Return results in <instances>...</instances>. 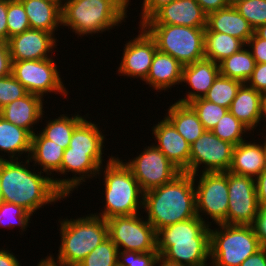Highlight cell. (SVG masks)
I'll return each mask as SVG.
<instances>
[{
	"label": "cell",
	"instance_id": "obj_55",
	"mask_svg": "<svg viewBox=\"0 0 266 266\" xmlns=\"http://www.w3.org/2000/svg\"><path fill=\"white\" fill-rule=\"evenodd\" d=\"M254 33L261 39L266 40V24L259 26Z\"/></svg>",
	"mask_w": 266,
	"mask_h": 266
},
{
	"label": "cell",
	"instance_id": "obj_57",
	"mask_svg": "<svg viewBox=\"0 0 266 266\" xmlns=\"http://www.w3.org/2000/svg\"><path fill=\"white\" fill-rule=\"evenodd\" d=\"M262 248L264 249L265 255H266V244L265 245H262Z\"/></svg>",
	"mask_w": 266,
	"mask_h": 266
},
{
	"label": "cell",
	"instance_id": "obj_31",
	"mask_svg": "<svg viewBox=\"0 0 266 266\" xmlns=\"http://www.w3.org/2000/svg\"><path fill=\"white\" fill-rule=\"evenodd\" d=\"M243 47H246V44L234 36L219 32H204L205 59L215 63L219 64Z\"/></svg>",
	"mask_w": 266,
	"mask_h": 266
},
{
	"label": "cell",
	"instance_id": "obj_47",
	"mask_svg": "<svg viewBox=\"0 0 266 266\" xmlns=\"http://www.w3.org/2000/svg\"><path fill=\"white\" fill-rule=\"evenodd\" d=\"M259 209H266V169L255 178Z\"/></svg>",
	"mask_w": 266,
	"mask_h": 266
},
{
	"label": "cell",
	"instance_id": "obj_25",
	"mask_svg": "<svg viewBox=\"0 0 266 266\" xmlns=\"http://www.w3.org/2000/svg\"><path fill=\"white\" fill-rule=\"evenodd\" d=\"M19 1L23 4L32 29L54 34L58 26H62V4L57 0Z\"/></svg>",
	"mask_w": 266,
	"mask_h": 266
},
{
	"label": "cell",
	"instance_id": "obj_26",
	"mask_svg": "<svg viewBox=\"0 0 266 266\" xmlns=\"http://www.w3.org/2000/svg\"><path fill=\"white\" fill-rule=\"evenodd\" d=\"M183 65L171 55L156 51L144 82L157 90H167L182 80Z\"/></svg>",
	"mask_w": 266,
	"mask_h": 266
},
{
	"label": "cell",
	"instance_id": "obj_4",
	"mask_svg": "<svg viewBox=\"0 0 266 266\" xmlns=\"http://www.w3.org/2000/svg\"><path fill=\"white\" fill-rule=\"evenodd\" d=\"M130 0H65L62 25L80 37L119 26L127 18Z\"/></svg>",
	"mask_w": 266,
	"mask_h": 266
},
{
	"label": "cell",
	"instance_id": "obj_19",
	"mask_svg": "<svg viewBox=\"0 0 266 266\" xmlns=\"http://www.w3.org/2000/svg\"><path fill=\"white\" fill-rule=\"evenodd\" d=\"M155 125L152 128L155 146L182 172L189 173L190 144L165 117Z\"/></svg>",
	"mask_w": 266,
	"mask_h": 266
},
{
	"label": "cell",
	"instance_id": "obj_29",
	"mask_svg": "<svg viewBox=\"0 0 266 266\" xmlns=\"http://www.w3.org/2000/svg\"><path fill=\"white\" fill-rule=\"evenodd\" d=\"M167 111L165 118L190 145L205 131L196 112L189 104L175 102Z\"/></svg>",
	"mask_w": 266,
	"mask_h": 266
},
{
	"label": "cell",
	"instance_id": "obj_27",
	"mask_svg": "<svg viewBox=\"0 0 266 266\" xmlns=\"http://www.w3.org/2000/svg\"><path fill=\"white\" fill-rule=\"evenodd\" d=\"M105 135L96 123L87 121V117L74 129L69 148L71 151L87 152L101 167L103 166V143Z\"/></svg>",
	"mask_w": 266,
	"mask_h": 266
},
{
	"label": "cell",
	"instance_id": "obj_28",
	"mask_svg": "<svg viewBox=\"0 0 266 266\" xmlns=\"http://www.w3.org/2000/svg\"><path fill=\"white\" fill-rule=\"evenodd\" d=\"M64 148L55 142L45 139L40 133H34L31 139L30 161L40 165V171L51 177L52 172L58 173L63 160ZM32 159V160H31ZM36 164V165H35Z\"/></svg>",
	"mask_w": 266,
	"mask_h": 266
},
{
	"label": "cell",
	"instance_id": "obj_3",
	"mask_svg": "<svg viewBox=\"0 0 266 266\" xmlns=\"http://www.w3.org/2000/svg\"><path fill=\"white\" fill-rule=\"evenodd\" d=\"M210 226L198 216L160 229L157 251L168 261L186 266H208Z\"/></svg>",
	"mask_w": 266,
	"mask_h": 266
},
{
	"label": "cell",
	"instance_id": "obj_58",
	"mask_svg": "<svg viewBox=\"0 0 266 266\" xmlns=\"http://www.w3.org/2000/svg\"><path fill=\"white\" fill-rule=\"evenodd\" d=\"M57 1L63 4L65 0H57Z\"/></svg>",
	"mask_w": 266,
	"mask_h": 266
},
{
	"label": "cell",
	"instance_id": "obj_39",
	"mask_svg": "<svg viewBox=\"0 0 266 266\" xmlns=\"http://www.w3.org/2000/svg\"><path fill=\"white\" fill-rule=\"evenodd\" d=\"M233 6L254 30L266 24V0H239Z\"/></svg>",
	"mask_w": 266,
	"mask_h": 266
},
{
	"label": "cell",
	"instance_id": "obj_8",
	"mask_svg": "<svg viewBox=\"0 0 266 266\" xmlns=\"http://www.w3.org/2000/svg\"><path fill=\"white\" fill-rule=\"evenodd\" d=\"M141 26L155 40L158 51L171 55L183 66L205 59V28L165 24Z\"/></svg>",
	"mask_w": 266,
	"mask_h": 266
},
{
	"label": "cell",
	"instance_id": "obj_36",
	"mask_svg": "<svg viewBox=\"0 0 266 266\" xmlns=\"http://www.w3.org/2000/svg\"><path fill=\"white\" fill-rule=\"evenodd\" d=\"M118 251L115 243L107 237L77 266H118Z\"/></svg>",
	"mask_w": 266,
	"mask_h": 266
},
{
	"label": "cell",
	"instance_id": "obj_13",
	"mask_svg": "<svg viewBox=\"0 0 266 266\" xmlns=\"http://www.w3.org/2000/svg\"><path fill=\"white\" fill-rule=\"evenodd\" d=\"M235 145L221 140L212 131L203 134L190 145L189 174L202 172H227L231 166ZM198 171V172H197Z\"/></svg>",
	"mask_w": 266,
	"mask_h": 266
},
{
	"label": "cell",
	"instance_id": "obj_24",
	"mask_svg": "<svg viewBox=\"0 0 266 266\" xmlns=\"http://www.w3.org/2000/svg\"><path fill=\"white\" fill-rule=\"evenodd\" d=\"M264 95L243 83L233 99L229 111L250 131L262 120Z\"/></svg>",
	"mask_w": 266,
	"mask_h": 266
},
{
	"label": "cell",
	"instance_id": "obj_35",
	"mask_svg": "<svg viewBox=\"0 0 266 266\" xmlns=\"http://www.w3.org/2000/svg\"><path fill=\"white\" fill-rule=\"evenodd\" d=\"M250 130L242 124L235 116L228 111L217 122V125L213 128L212 132L221 140L230 142L233 145H238L240 142L245 141L243 137ZM245 133V134H244ZM244 134V136H243Z\"/></svg>",
	"mask_w": 266,
	"mask_h": 266
},
{
	"label": "cell",
	"instance_id": "obj_14",
	"mask_svg": "<svg viewBox=\"0 0 266 266\" xmlns=\"http://www.w3.org/2000/svg\"><path fill=\"white\" fill-rule=\"evenodd\" d=\"M227 224L253 226L259 213L255 179L228 171Z\"/></svg>",
	"mask_w": 266,
	"mask_h": 266
},
{
	"label": "cell",
	"instance_id": "obj_6",
	"mask_svg": "<svg viewBox=\"0 0 266 266\" xmlns=\"http://www.w3.org/2000/svg\"><path fill=\"white\" fill-rule=\"evenodd\" d=\"M89 215V216H88ZM60 222L61 244L57 260L67 266H77L92 250L108 237L104 218L88 214Z\"/></svg>",
	"mask_w": 266,
	"mask_h": 266
},
{
	"label": "cell",
	"instance_id": "obj_20",
	"mask_svg": "<svg viewBox=\"0 0 266 266\" xmlns=\"http://www.w3.org/2000/svg\"><path fill=\"white\" fill-rule=\"evenodd\" d=\"M219 75V64L208 59L183 66L181 84L187 83L192 91L189 90L188 94L177 102L188 104L203 98Z\"/></svg>",
	"mask_w": 266,
	"mask_h": 266
},
{
	"label": "cell",
	"instance_id": "obj_1",
	"mask_svg": "<svg viewBox=\"0 0 266 266\" xmlns=\"http://www.w3.org/2000/svg\"><path fill=\"white\" fill-rule=\"evenodd\" d=\"M20 161L0 160L1 201L22 206L33 215L42 206L66 198L54 185V176H44L41 171L36 173L35 168L30 170V159Z\"/></svg>",
	"mask_w": 266,
	"mask_h": 266
},
{
	"label": "cell",
	"instance_id": "obj_46",
	"mask_svg": "<svg viewBox=\"0 0 266 266\" xmlns=\"http://www.w3.org/2000/svg\"><path fill=\"white\" fill-rule=\"evenodd\" d=\"M12 74V59L7 42L0 41V78Z\"/></svg>",
	"mask_w": 266,
	"mask_h": 266
},
{
	"label": "cell",
	"instance_id": "obj_10",
	"mask_svg": "<svg viewBox=\"0 0 266 266\" xmlns=\"http://www.w3.org/2000/svg\"><path fill=\"white\" fill-rule=\"evenodd\" d=\"M141 214L115 216L106 220L108 237L118 250L133 252H158L156 231L153 226L143 220Z\"/></svg>",
	"mask_w": 266,
	"mask_h": 266
},
{
	"label": "cell",
	"instance_id": "obj_33",
	"mask_svg": "<svg viewBox=\"0 0 266 266\" xmlns=\"http://www.w3.org/2000/svg\"><path fill=\"white\" fill-rule=\"evenodd\" d=\"M77 113L71 117L62 114L58 119L48 120L45 128L40 130V134L45 138L62 146L64 149L68 148L74 129L85 119Z\"/></svg>",
	"mask_w": 266,
	"mask_h": 266
},
{
	"label": "cell",
	"instance_id": "obj_23",
	"mask_svg": "<svg viewBox=\"0 0 266 266\" xmlns=\"http://www.w3.org/2000/svg\"><path fill=\"white\" fill-rule=\"evenodd\" d=\"M205 32L228 34L247 44L249 38L254 34V29L231 4L207 15Z\"/></svg>",
	"mask_w": 266,
	"mask_h": 266
},
{
	"label": "cell",
	"instance_id": "obj_41",
	"mask_svg": "<svg viewBox=\"0 0 266 266\" xmlns=\"http://www.w3.org/2000/svg\"><path fill=\"white\" fill-rule=\"evenodd\" d=\"M28 92L12 75L0 78V109L7 104L24 97Z\"/></svg>",
	"mask_w": 266,
	"mask_h": 266
},
{
	"label": "cell",
	"instance_id": "obj_21",
	"mask_svg": "<svg viewBox=\"0 0 266 266\" xmlns=\"http://www.w3.org/2000/svg\"><path fill=\"white\" fill-rule=\"evenodd\" d=\"M43 101L44 98L27 93L24 97L1 108L0 116L33 135L35 133L33 125L44 117Z\"/></svg>",
	"mask_w": 266,
	"mask_h": 266
},
{
	"label": "cell",
	"instance_id": "obj_50",
	"mask_svg": "<svg viewBox=\"0 0 266 266\" xmlns=\"http://www.w3.org/2000/svg\"><path fill=\"white\" fill-rule=\"evenodd\" d=\"M8 0H0V41L8 42L7 27Z\"/></svg>",
	"mask_w": 266,
	"mask_h": 266
},
{
	"label": "cell",
	"instance_id": "obj_9",
	"mask_svg": "<svg viewBox=\"0 0 266 266\" xmlns=\"http://www.w3.org/2000/svg\"><path fill=\"white\" fill-rule=\"evenodd\" d=\"M198 176V185H195V200L197 216L209 215L214 224H227L228 211V171L227 172H201ZM197 186V187H196ZM202 213V214H201ZM205 213V214H204Z\"/></svg>",
	"mask_w": 266,
	"mask_h": 266
},
{
	"label": "cell",
	"instance_id": "obj_2",
	"mask_svg": "<svg viewBox=\"0 0 266 266\" xmlns=\"http://www.w3.org/2000/svg\"><path fill=\"white\" fill-rule=\"evenodd\" d=\"M197 176L181 172L170 182L144 192L143 211L156 233L197 216L194 185Z\"/></svg>",
	"mask_w": 266,
	"mask_h": 266
},
{
	"label": "cell",
	"instance_id": "obj_30",
	"mask_svg": "<svg viewBox=\"0 0 266 266\" xmlns=\"http://www.w3.org/2000/svg\"><path fill=\"white\" fill-rule=\"evenodd\" d=\"M31 139L32 135L26 129L18 127L0 116V151L9 153V160H20V156L24 152L28 153L25 156L28 159ZM4 156L0 155V160H5Z\"/></svg>",
	"mask_w": 266,
	"mask_h": 266
},
{
	"label": "cell",
	"instance_id": "obj_45",
	"mask_svg": "<svg viewBox=\"0 0 266 266\" xmlns=\"http://www.w3.org/2000/svg\"><path fill=\"white\" fill-rule=\"evenodd\" d=\"M173 1L175 0H143L139 26L149 20L164 5H167Z\"/></svg>",
	"mask_w": 266,
	"mask_h": 266
},
{
	"label": "cell",
	"instance_id": "obj_7",
	"mask_svg": "<svg viewBox=\"0 0 266 266\" xmlns=\"http://www.w3.org/2000/svg\"><path fill=\"white\" fill-rule=\"evenodd\" d=\"M210 228L211 266H240L262 248L255 229L250 225L218 224Z\"/></svg>",
	"mask_w": 266,
	"mask_h": 266
},
{
	"label": "cell",
	"instance_id": "obj_15",
	"mask_svg": "<svg viewBox=\"0 0 266 266\" xmlns=\"http://www.w3.org/2000/svg\"><path fill=\"white\" fill-rule=\"evenodd\" d=\"M139 34L126 42L118 74L145 81L152 64L154 54L157 51L155 40L142 27Z\"/></svg>",
	"mask_w": 266,
	"mask_h": 266
},
{
	"label": "cell",
	"instance_id": "obj_37",
	"mask_svg": "<svg viewBox=\"0 0 266 266\" xmlns=\"http://www.w3.org/2000/svg\"><path fill=\"white\" fill-rule=\"evenodd\" d=\"M196 112L206 131H212L217 122L229 109L209 102L204 98H198L188 103Z\"/></svg>",
	"mask_w": 266,
	"mask_h": 266
},
{
	"label": "cell",
	"instance_id": "obj_17",
	"mask_svg": "<svg viewBox=\"0 0 266 266\" xmlns=\"http://www.w3.org/2000/svg\"><path fill=\"white\" fill-rule=\"evenodd\" d=\"M100 166L87 154V152L71 151V148L64 149L63 160L58 174L66 175L67 172L75 174L72 178H54V185L68 197L71 192L78 189L86 178H97ZM79 176H76V175ZM96 175V176H95Z\"/></svg>",
	"mask_w": 266,
	"mask_h": 266
},
{
	"label": "cell",
	"instance_id": "obj_44",
	"mask_svg": "<svg viewBox=\"0 0 266 266\" xmlns=\"http://www.w3.org/2000/svg\"><path fill=\"white\" fill-rule=\"evenodd\" d=\"M246 47H249L256 63H266V40L259 38L254 33L249 38Z\"/></svg>",
	"mask_w": 266,
	"mask_h": 266
},
{
	"label": "cell",
	"instance_id": "obj_16",
	"mask_svg": "<svg viewBox=\"0 0 266 266\" xmlns=\"http://www.w3.org/2000/svg\"><path fill=\"white\" fill-rule=\"evenodd\" d=\"M57 41L52 33L29 28L11 36L7 43L12 61H24L51 58L49 55L56 48Z\"/></svg>",
	"mask_w": 266,
	"mask_h": 266
},
{
	"label": "cell",
	"instance_id": "obj_54",
	"mask_svg": "<svg viewBox=\"0 0 266 266\" xmlns=\"http://www.w3.org/2000/svg\"><path fill=\"white\" fill-rule=\"evenodd\" d=\"M156 264L158 266H186V265H182V264H178V263H174V262L168 261L165 258H163L161 255H159Z\"/></svg>",
	"mask_w": 266,
	"mask_h": 266
},
{
	"label": "cell",
	"instance_id": "obj_12",
	"mask_svg": "<svg viewBox=\"0 0 266 266\" xmlns=\"http://www.w3.org/2000/svg\"><path fill=\"white\" fill-rule=\"evenodd\" d=\"M124 164L130 169L141 189L146 192L173 180L182 171L155 146L145 147L133 160Z\"/></svg>",
	"mask_w": 266,
	"mask_h": 266
},
{
	"label": "cell",
	"instance_id": "obj_51",
	"mask_svg": "<svg viewBox=\"0 0 266 266\" xmlns=\"http://www.w3.org/2000/svg\"><path fill=\"white\" fill-rule=\"evenodd\" d=\"M240 266H266V255L263 248L245 259Z\"/></svg>",
	"mask_w": 266,
	"mask_h": 266
},
{
	"label": "cell",
	"instance_id": "obj_43",
	"mask_svg": "<svg viewBox=\"0 0 266 266\" xmlns=\"http://www.w3.org/2000/svg\"><path fill=\"white\" fill-rule=\"evenodd\" d=\"M246 84L266 95V63H256L255 69Z\"/></svg>",
	"mask_w": 266,
	"mask_h": 266
},
{
	"label": "cell",
	"instance_id": "obj_11",
	"mask_svg": "<svg viewBox=\"0 0 266 266\" xmlns=\"http://www.w3.org/2000/svg\"><path fill=\"white\" fill-rule=\"evenodd\" d=\"M12 75L30 94L43 98L44 94L53 93L67 97L68 90L60 78L53 58L42 60L12 61Z\"/></svg>",
	"mask_w": 266,
	"mask_h": 266
},
{
	"label": "cell",
	"instance_id": "obj_48",
	"mask_svg": "<svg viewBox=\"0 0 266 266\" xmlns=\"http://www.w3.org/2000/svg\"><path fill=\"white\" fill-rule=\"evenodd\" d=\"M260 244H266V209H260L253 225Z\"/></svg>",
	"mask_w": 266,
	"mask_h": 266
},
{
	"label": "cell",
	"instance_id": "obj_56",
	"mask_svg": "<svg viewBox=\"0 0 266 266\" xmlns=\"http://www.w3.org/2000/svg\"><path fill=\"white\" fill-rule=\"evenodd\" d=\"M263 119L266 120V95H264V97H263L262 120ZM264 127H266V125Z\"/></svg>",
	"mask_w": 266,
	"mask_h": 266
},
{
	"label": "cell",
	"instance_id": "obj_5",
	"mask_svg": "<svg viewBox=\"0 0 266 266\" xmlns=\"http://www.w3.org/2000/svg\"><path fill=\"white\" fill-rule=\"evenodd\" d=\"M123 161L111 156L105 170L102 171L103 167H100L99 175L104 172L106 203L102 212L93 215L108 220L115 216L139 214V209L143 208L144 191Z\"/></svg>",
	"mask_w": 266,
	"mask_h": 266
},
{
	"label": "cell",
	"instance_id": "obj_53",
	"mask_svg": "<svg viewBox=\"0 0 266 266\" xmlns=\"http://www.w3.org/2000/svg\"><path fill=\"white\" fill-rule=\"evenodd\" d=\"M56 260V261H55ZM37 266H67L62 261L54 259L52 255L45 257V259H41Z\"/></svg>",
	"mask_w": 266,
	"mask_h": 266
},
{
	"label": "cell",
	"instance_id": "obj_42",
	"mask_svg": "<svg viewBox=\"0 0 266 266\" xmlns=\"http://www.w3.org/2000/svg\"><path fill=\"white\" fill-rule=\"evenodd\" d=\"M158 252L118 251V266H157Z\"/></svg>",
	"mask_w": 266,
	"mask_h": 266
},
{
	"label": "cell",
	"instance_id": "obj_40",
	"mask_svg": "<svg viewBox=\"0 0 266 266\" xmlns=\"http://www.w3.org/2000/svg\"><path fill=\"white\" fill-rule=\"evenodd\" d=\"M7 27L8 40L11 36L31 28L23 4L19 0H8Z\"/></svg>",
	"mask_w": 266,
	"mask_h": 266
},
{
	"label": "cell",
	"instance_id": "obj_32",
	"mask_svg": "<svg viewBox=\"0 0 266 266\" xmlns=\"http://www.w3.org/2000/svg\"><path fill=\"white\" fill-rule=\"evenodd\" d=\"M255 65L256 61L250 49L243 47L219 63L220 75L246 83L252 75Z\"/></svg>",
	"mask_w": 266,
	"mask_h": 266
},
{
	"label": "cell",
	"instance_id": "obj_52",
	"mask_svg": "<svg viewBox=\"0 0 266 266\" xmlns=\"http://www.w3.org/2000/svg\"><path fill=\"white\" fill-rule=\"evenodd\" d=\"M11 251L0 249V266H21Z\"/></svg>",
	"mask_w": 266,
	"mask_h": 266
},
{
	"label": "cell",
	"instance_id": "obj_22",
	"mask_svg": "<svg viewBox=\"0 0 266 266\" xmlns=\"http://www.w3.org/2000/svg\"><path fill=\"white\" fill-rule=\"evenodd\" d=\"M264 140L262 144L245 140L236 145L228 171L255 179L266 169V136Z\"/></svg>",
	"mask_w": 266,
	"mask_h": 266
},
{
	"label": "cell",
	"instance_id": "obj_34",
	"mask_svg": "<svg viewBox=\"0 0 266 266\" xmlns=\"http://www.w3.org/2000/svg\"><path fill=\"white\" fill-rule=\"evenodd\" d=\"M242 84L238 80L219 75L203 98L229 109Z\"/></svg>",
	"mask_w": 266,
	"mask_h": 266
},
{
	"label": "cell",
	"instance_id": "obj_59",
	"mask_svg": "<svg viewBox=\"0 0 266 266\" xmlns=\"http://www.w3.org/2000/svg\"><path fill=\"white\" fill-rule=\"evenodd\" d=\"M235 1H239V0H231V4H233Z\"/></svg>",
	"mask_w": 266,
	"mask_h": 266
},
{
	"label": "cell",
	"instance_id": "obj_38",
	"mask_svg": "<svg viewBox=\"0 0 266 266\" xmlns=\"http://www.w3.org/2000/svg\"><path fill=\"white\" fill-rule=\"evenodd\" d=\"M32 214L22 206L12 203L0 202V227L13 229L18 226L21 232L26 231Z\"/></svg>",
	"mask_w": 266,
	"mask_h": 266
},
{
	"label": "cell",
	"instance_id": "obj_18",
	"mask_svg": "<svg viewBox=\"0 0 266 266\" xmlns=\"http://www.w3.org/2000/svg\"><path fill=\"white\" fill-rule=\"evenodd\" d=\"M143 24H165L206 28L207 14L196 0H175L164 5Z\"/></svg>",
	"mask_w": 266,
	"mask_h": 266
},
{
	"label": "cell",
	"instance_id": "obj_49",
	"mask_svg": "<svg viewBox=\"0 0 266 266\" xmlns=\"http://www.w3.org/2000/svg\"><path fill=\"white\" fill-rule=\"evenodd\" d=\"M203 11L208 15L231 5V0H196Z\"/></svg>",
	"mask_w": 266,
	"mask_h": 266
}]
</instances>
